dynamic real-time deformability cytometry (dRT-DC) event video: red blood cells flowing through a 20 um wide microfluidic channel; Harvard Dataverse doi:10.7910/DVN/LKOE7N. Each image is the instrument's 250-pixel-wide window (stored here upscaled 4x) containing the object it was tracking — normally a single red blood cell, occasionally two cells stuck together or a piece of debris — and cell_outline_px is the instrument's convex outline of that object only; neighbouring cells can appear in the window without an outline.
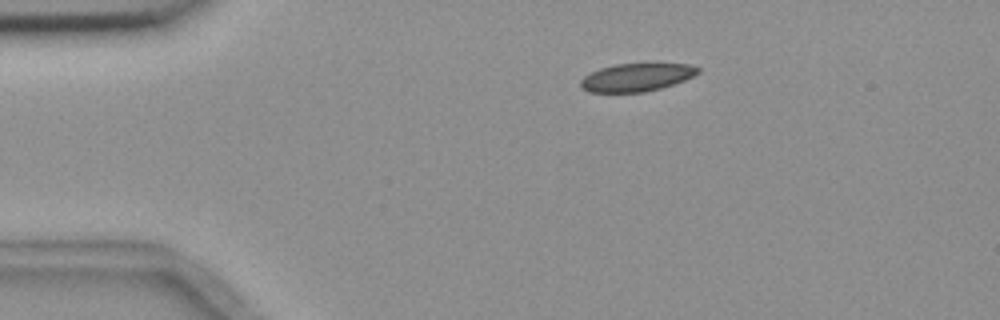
{"species": "common noctule bat (a hibernating species)", "species_latin": "Nyctalus noctula", "temperature_condition": "room temperature", "stored_images_in_passage": 3, "camera_frame_rate_fps": 3000, "um_per_image_px": 0.085, "animal": {"sex": "female", "body_mass_g": 18.4}, "frame": {"image": 1, "passage_image": 1, "time_ms": 0.0, "image_size_px": [1000, 320], "cell_outline_px": [[700, 72], [684, 80], [660, 88], [644, 92], [588, 92], [580, 84], [580, 80], [584, 76], [600, 68], [616, 64], [688, 64], [700, 68]], "centroid_in_image_um": [54.1, 6.57], "position_along_channel_um": 30.9, "area_um2": 18.84}}
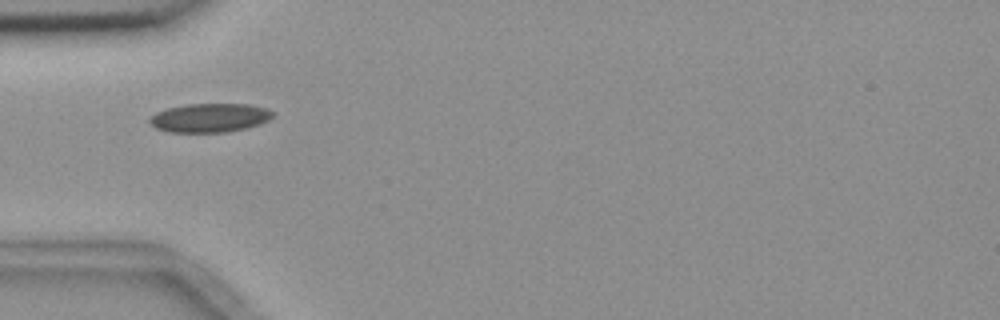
{"frame": {"image": 2, "passage_image": 3, "time_ms": 2.333, "image_size_px": [1000, 320], "cell_outline_px": [[276, 112], [268, 120], [244, 128], [228, 132], [168, 132], [156, 128], [148, 120], [156, 112], [168, 108], [188, 104], [248, 104], [268, 108]], "centroid_in_image_um": [17.83, 10.0], "position_along_channel_um": 67.2, "area_um2": 20.58}}